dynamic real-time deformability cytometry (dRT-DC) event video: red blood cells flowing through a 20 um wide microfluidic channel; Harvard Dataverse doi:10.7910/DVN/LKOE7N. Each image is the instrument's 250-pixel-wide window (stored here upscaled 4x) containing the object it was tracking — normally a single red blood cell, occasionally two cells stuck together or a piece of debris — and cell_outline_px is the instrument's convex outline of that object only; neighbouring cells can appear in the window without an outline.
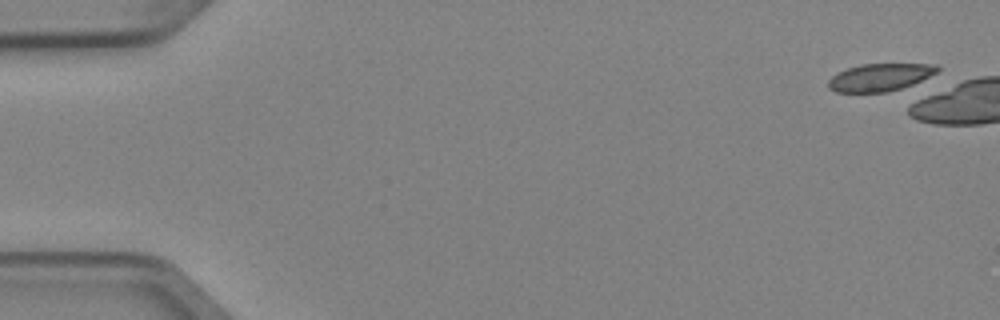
{"species": "Egyptian fruit bat (a non-hibernating species)", "species_latin": "Rousettus aegyptiacus", "temperature_condition": "cold", "stored_images_in_passage": 1, "camera_frame_rate_fps": 3000, "um_per_image_px": 0.085, "animal": {"sex": "female"}, "frame": {"image": 1, "passage_image": 1, "time_ms": 0.0, "image_size_px": [1000, 320], "cell_outline_px": [[940, 68], [936, 72], [912, 88], [888, 92], [836, 92], [828, 88], [828, 80], [832, 76], [848, 68], [860, 64], [936, 64]], "centroid_in_image_um": [74.87, 6.59], "position_along_channel_um": 10.1, "area_um2": 17.92}}